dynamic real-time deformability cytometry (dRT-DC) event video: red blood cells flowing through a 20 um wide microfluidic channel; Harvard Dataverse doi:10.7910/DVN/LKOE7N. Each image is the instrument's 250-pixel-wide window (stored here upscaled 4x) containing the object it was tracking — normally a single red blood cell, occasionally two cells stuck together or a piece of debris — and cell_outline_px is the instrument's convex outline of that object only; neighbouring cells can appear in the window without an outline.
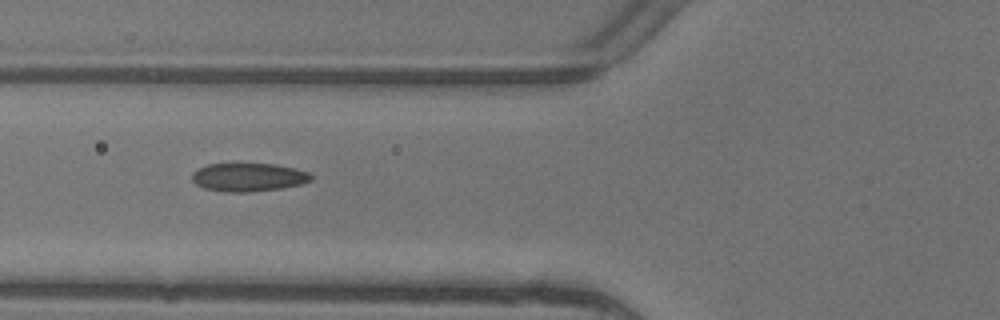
{"species": "common noctule bat (a hibernating species)", "species_latin": "Nyctalus noctula", "temperature_condition": "warm", "stored_images_in_passage": 4, "camera_frame_rate_fps": 3000, "um_per_image_px": 0.085, "animal": {"sex": "female"}, "frame": {"image": 1, "passage_image": 3, "time_ms": 0.667, "image_size_px": [1000, 320], "cell_outline_px": [[312, 180], [300, 184], [280, 188], [248, 192], [224, 192], [204, 188], [196, 184], [192, 180], [192, 172], [196, 168], [208, 164], [236, 160], [276, 164], [296, 168], [308, 172], [312, 176]], "centroid_in_image_um": [21.06, 15.0], "position_along_channel_um": 104.7, "area_um2": 20.69}}
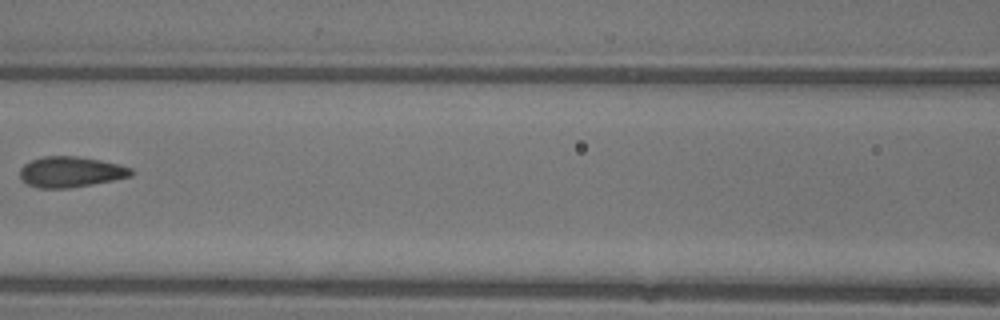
{"frame": {"image": 2, "passage_image": 4, "time_ms": 1.0, "image_size_px": [1000, 320], "cell_outline_px": [[136, 172], [132, 176], [92, 184], [68, 188], [40, 188], [28, 184], [20, 176], [20, 168], [24, 164], [32, 160], [44, 156], [76, 156], [100, 160], [120, 164], [132, 168]], "centroid_in_image_um": [6.05, 14.6], "position_along_channel_um": 160.5, "area_um2": 19.83}}